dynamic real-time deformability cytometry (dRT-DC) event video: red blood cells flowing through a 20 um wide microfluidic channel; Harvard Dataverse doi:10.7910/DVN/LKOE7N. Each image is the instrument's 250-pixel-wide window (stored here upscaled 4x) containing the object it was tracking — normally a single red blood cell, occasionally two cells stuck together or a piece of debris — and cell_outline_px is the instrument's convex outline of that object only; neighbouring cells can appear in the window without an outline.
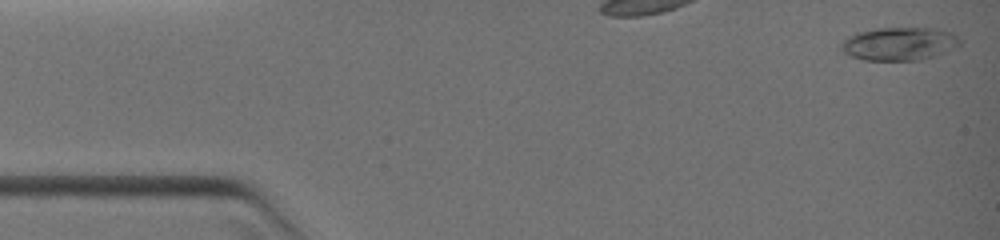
{"species": "common noctule bat (a hibernating species)", "species_latin": "Nyctalus noctula", "temperature_condition": "warm", "stored_images_in_passage": 10, "camera_frame_rate_fps": 3000, "um_per_image_px": 0.085, "animal": {"sex": "female", "body_mass_g": 19.0, "forearm_length_mm": 51.5}, "frame": {"image": 1, "passage_image": 1, "time_ms": 0.0, "image_size_px": [1000, 240], "cell_outline_px": [[964, 40], [956, 48], [920, 60], [864, 60], [852, 56], [844, 52], [840, 48], [840, 44], [848, 36], [856, 32], [876, 28], [936, 28], [952, 32]], "centroid_in_image_um": [76.47, 3.71], "position_along_channel_um": 8.5, "area_um2": 23.12}}
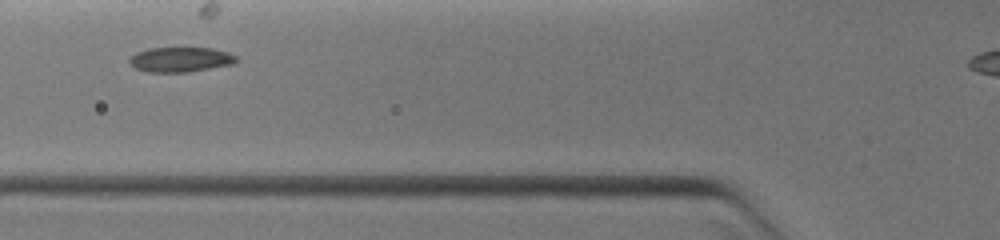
{"frame": {"image": 2, "passage_image": 6, "time_ms": 2.667, "image_size_px": [1000, 240], "cell_outline_px": [[240, 60], [236, 64], [188, 72], [148, 72], [136, 68], [128, 60], [136, 52], [148, 48], [212, 48], [228, 52], [236, 56]], "centroid_in_image_um": [15.41, 5.06], "position_along_channel_um": 110.4, "area_um2": 15.61}}
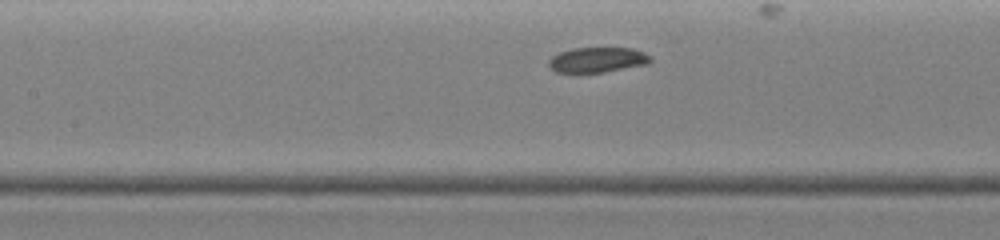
{"frame": {"image": 3, "passage_image": 9, "time_ms": 3.667, "image_size_px": [1000, 240], "cell_outline_px": [[652, 60], [648, 64], [604, 72], [556, 72], [548, 64], [548, 60], [552, 56], [560, 52], [572, 48], [632, 48], [644, 52], [652, 56]], "centroid_in_image_um": [50.81, 5.08], "position_along_channel_um": 156.6, "area_um2": 14.91}}